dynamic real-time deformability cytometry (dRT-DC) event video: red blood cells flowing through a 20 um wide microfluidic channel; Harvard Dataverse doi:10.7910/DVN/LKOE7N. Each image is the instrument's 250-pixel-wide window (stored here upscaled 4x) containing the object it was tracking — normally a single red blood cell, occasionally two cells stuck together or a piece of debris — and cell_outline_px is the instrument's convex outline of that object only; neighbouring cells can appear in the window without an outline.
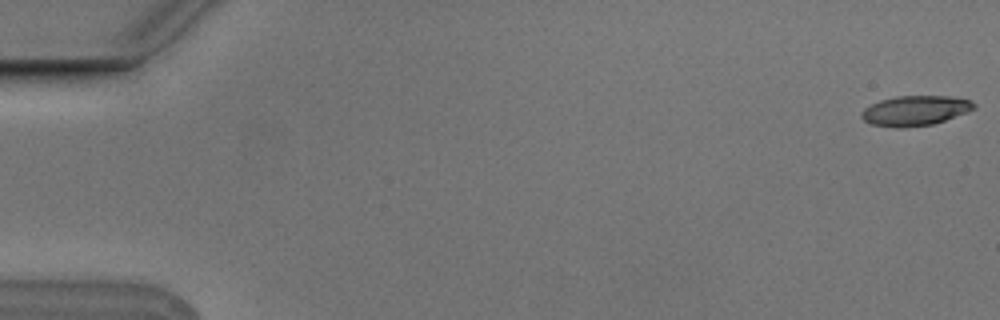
{"species": "Egyptian fruit bat (a non-hibernating species)", "species_latin": "Rousettus aegyptiacus", "temperature_condition": "cold", "stored_images_in_passage": 5, "camera_frame_rate_fps": 3000, "um_per_image_px": 0.085, "animal": {"sex": "male"}, "frame": {"image": 1, "passage_image": 1, "time_ms": 0.0, "image_size_px": [1000, 320], "cell_outline_px": [[976, 108], [968, 112], [932, 124], [904, 128], [896, 128], [872, 124], [864, 120], [860, 116], [860, 112], [864, 108], [880, 100], [896, 96], [948, 96], [968, 100], [976, 104]], "centroid_in_image_um": [77.76, 9.41], "position_along_channel_um": 7.2, "area_um2": 19.59}}
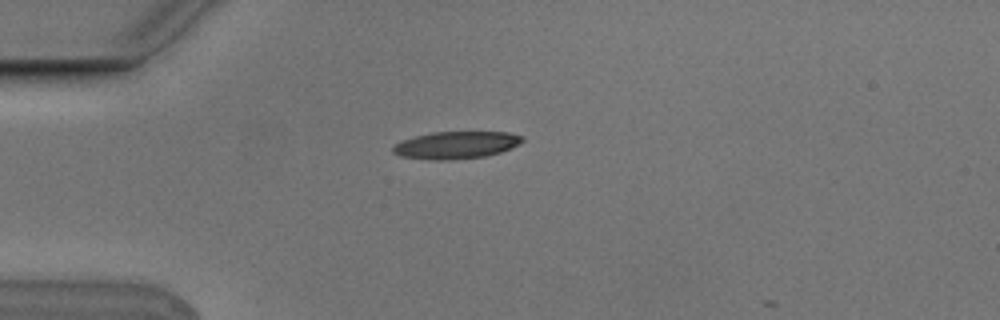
{"frame": {"image": 2, "passage_image": 5, "time_ms": 1.333, "image_size_px": [1000, 320], "cell_outline_px": [[524, 140], [520, 144], [500, 152], [484, 156], [452, 160], [428, 160], [400, 156], [392, 152], [392, 148], [396, 144], [404, 140], [416, 136], [432, 132], [508, 132], [524, 136]], "centroid_in_image_um": [38.78, 12.33], "position_along_channel_um": 46.2, "area_um2": 20.58}}